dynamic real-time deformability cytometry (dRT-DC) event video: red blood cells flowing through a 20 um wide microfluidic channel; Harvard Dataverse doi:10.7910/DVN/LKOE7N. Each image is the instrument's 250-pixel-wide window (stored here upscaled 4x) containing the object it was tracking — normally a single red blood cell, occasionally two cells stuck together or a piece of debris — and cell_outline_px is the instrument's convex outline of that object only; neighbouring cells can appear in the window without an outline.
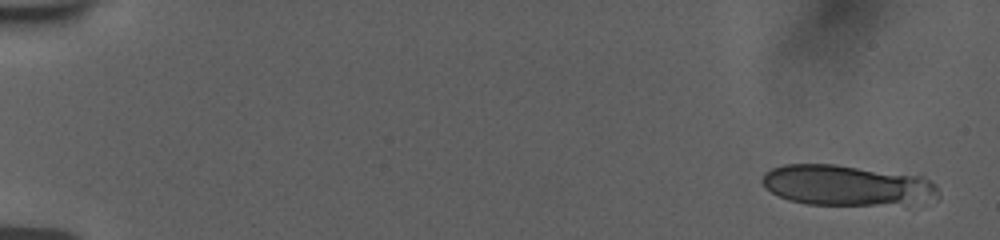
{"species": "human", "species_latin": "Homo sapiens", "temperature_condition": "room temperature", "stored_images_in_passage": 7, "camera_frame_rate_fps": 3000, "um_per_image_px": 0.085, "donor": {"sex": "female"}, "frame": {"image": 1, "passage_image": 1, "time_ms": 0.0, "image_size_px": [1000, 240], "cell_outline_px": [[940, 200], [876, 204], [808, 204], [788, 200], [764, 188], [760, 180], [764, 172], [772, 168], [784, 164], [836, 164], [924, 176], [932, 180], [936, 184], [940, 196]], "centroid_in_image_um": [71.97, 15.73], "position_along_channel_um": 13.0, "area_um2": 41.73}}